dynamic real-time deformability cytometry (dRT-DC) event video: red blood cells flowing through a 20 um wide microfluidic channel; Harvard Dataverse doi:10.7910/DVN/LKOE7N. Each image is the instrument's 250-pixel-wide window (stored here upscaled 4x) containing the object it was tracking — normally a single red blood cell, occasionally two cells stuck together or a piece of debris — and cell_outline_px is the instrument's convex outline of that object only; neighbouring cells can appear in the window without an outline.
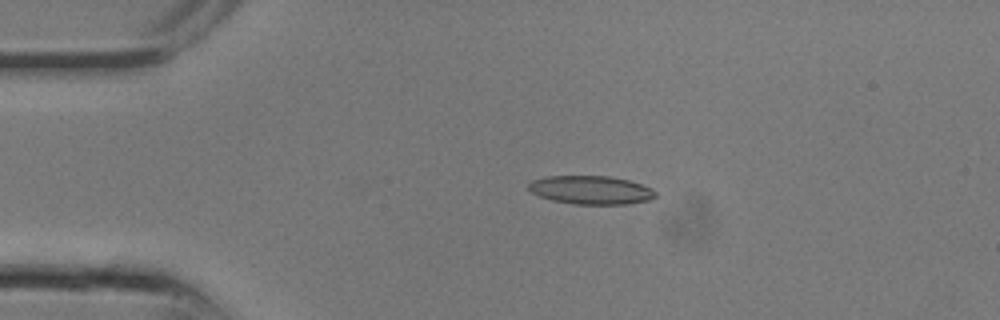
{"species": "common noctule bat (a hibernating species)", "species_latin": "Nyctalus noctula", "temperature_condition": "room temperature", "stored_images_in_passage": 13, "camera_frame_rate_fps": 3000, "um_per_image_px": 0.085, "animal": {"sex": "male", "body_mass_g": 13.3}, "frame": {"image": 1, "passage_image": 6, "time_ms": 1.667, "image_size_px": [1000, 320], "cell_outline_px": [[656, 196], [648, 200], [628, 204], [572, 204], [552, 200], [540, 196], [532, 192], [528, 188], [528, 184], [532, 180], [544, 176], [608, 176], [628, 180], [652, 188], [656, 192]], "centroid_in_image_um": [50.21, 16.15], "position_along_channel_um": 34.8, "area_um2": 21.04}}
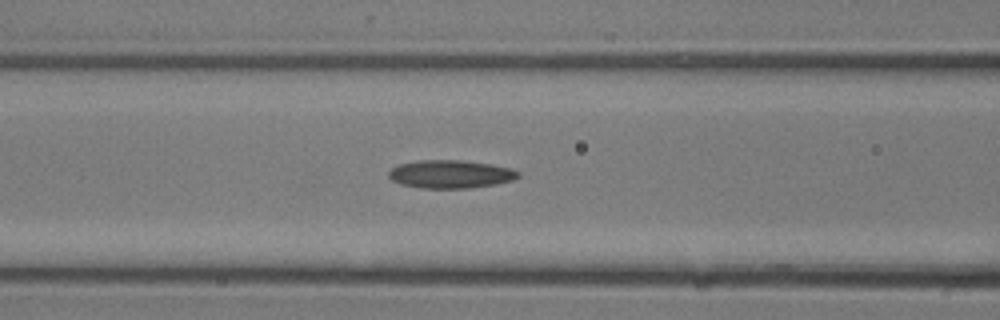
{"frame": {"image": 2, "passage_image": 11, "time_ms": 3.333, "image_size_px": [1000, 320], "cell_outline_px": [[520, 176], [512, 180], [496, 184], [468, 188], [420, 188], [400, 184], [392, 180], [388, 176], [388, 172], [392, 168], [400, 164], [420, 160], [460, 160], [492, 164], [512, 168], [520, 172]], "centroid_in_image_um": [38.31, 14.8], "position_along_channel_um": 128.3, "area_um2": 21.27}}
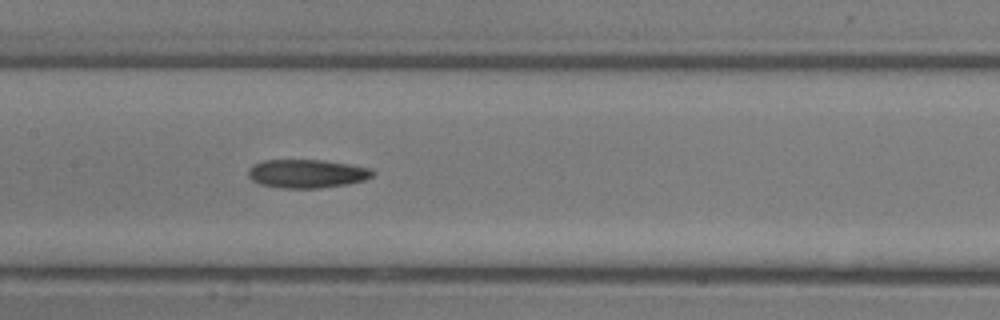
{"frame": {"image": 3, "passage_image": 13, "time_ms": 4.0, "image_size_px": [1000, 320], "cell_outline_px": [[376, 172], [372, 176], [364, 180], [348, 184], [320, 188], [284, 188], [260, 184], [252, 180], [248, 176], [248, 168], [252, 164], [264, 160], [320, 160], [348, 164], [372, 168]], "centroid_in_image_um": [26.08, 14.76], "position_along_channel_um": 181.3, "area_um2": 20.75}}